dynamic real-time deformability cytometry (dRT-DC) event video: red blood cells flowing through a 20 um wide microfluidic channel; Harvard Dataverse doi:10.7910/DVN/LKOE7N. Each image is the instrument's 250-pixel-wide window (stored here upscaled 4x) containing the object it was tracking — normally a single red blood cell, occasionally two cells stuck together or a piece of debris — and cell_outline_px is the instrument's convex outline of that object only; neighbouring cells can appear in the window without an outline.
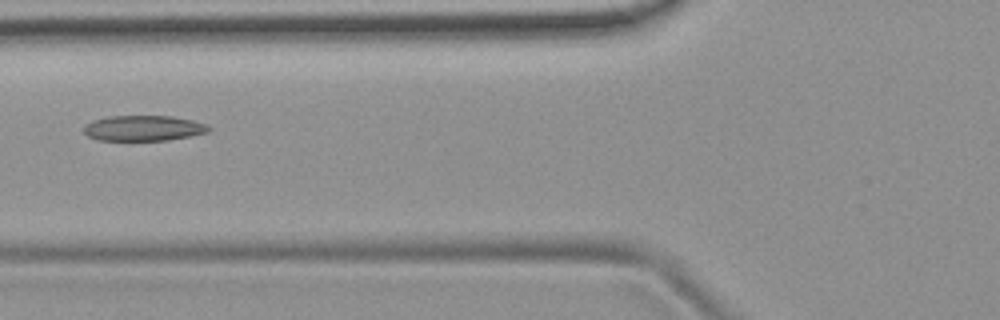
{"species": "common noctule bat (a hibernating species)", "species_latin": "Nyctalus noctula", "temperature_condition": "room temperature", "stored_images_in_passage": 7, "camera_frame_rate_fps": 3000, "um_per_image_px": 0.085, "animal": {"sex": "female", "body_mass_g": 19.9}, "frame": {"image": 1, "passage_image": 6, "time_ms": 6.667, "image_size_px": [1000, 320], "cell_outline_px": [[212, 128], [208, 132], [168, 140], [96, 140], [88, 136], [84, 132], [84, 124], [92, 120], [108, 116], [172, 116], [192, 120], [208, 124]], "centroid_in_image_um": [12.18, 10.89], "position_along_channel_um": 113.6, "area_um2": 18.61}}
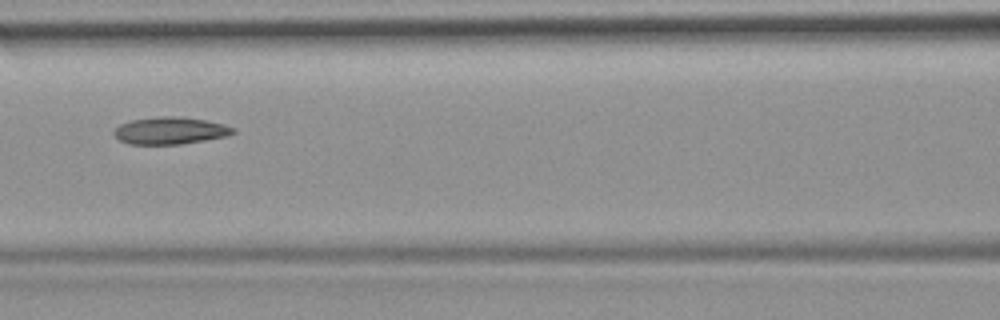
{"frame": {"image": 2, "passage_image": 7, "time_ms": 7.667, "image_size_px": [1000, 320], "cell_outline_px": [[236, 132], [228, 136], [180, 144], [128, 144], [120, 140], [112, 132], [120, 124], [132, 120], [160, 116], [180, 116], [204, 120], [224, 124], [236, 128]], "centroid_in_image_um": [14.49, 11.1], "position_along_channel_um": 152.1, "area_um2": 18.84}}